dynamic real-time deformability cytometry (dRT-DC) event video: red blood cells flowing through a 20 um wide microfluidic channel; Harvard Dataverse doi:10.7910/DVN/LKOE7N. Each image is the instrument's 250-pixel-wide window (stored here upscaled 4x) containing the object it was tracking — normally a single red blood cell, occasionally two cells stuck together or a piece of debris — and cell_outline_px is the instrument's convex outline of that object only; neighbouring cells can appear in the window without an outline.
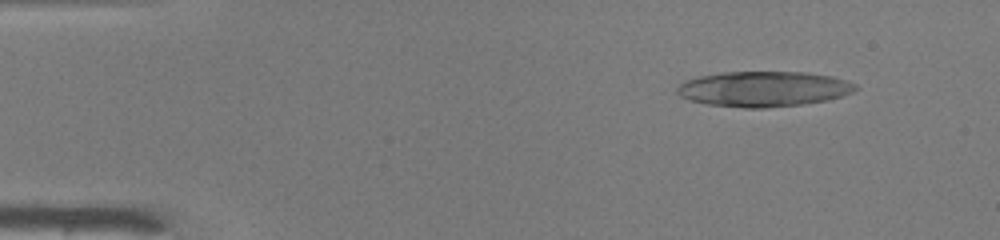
{"species": "common noctule bat (a hibernating species)", "species_latin": "Nyctalus noctula", "temperature_condition": "warm", "stored_images_in_passage": 18, "camera_frame_rate_fps": 3000, "um_per_image_px": 0.085, "animal": {"sex": "male", "body_mass_g": 19.0, "forearm_length_mm": 50.8}, "frame": {"image": 1, "passage_image": 6, "time_ms": 1.667, "image_size_px": [1000, 240], "cell_outline_px": [[856, 88], [852, 92], [840, 96], [824, 100], [800, 104], [764, 108], [744, 108], [708, 104], [692, 100], [680, 96], [676, 92], [676, 88], [680, 84], [688, 80], [704, 76], [728, 72], [800, 72], [832, 76], [856, 84]], "centroid_in_image_um": [64.9, 7.56], "position_along_channel_um": 20.1, "area_um2": 36.01}}